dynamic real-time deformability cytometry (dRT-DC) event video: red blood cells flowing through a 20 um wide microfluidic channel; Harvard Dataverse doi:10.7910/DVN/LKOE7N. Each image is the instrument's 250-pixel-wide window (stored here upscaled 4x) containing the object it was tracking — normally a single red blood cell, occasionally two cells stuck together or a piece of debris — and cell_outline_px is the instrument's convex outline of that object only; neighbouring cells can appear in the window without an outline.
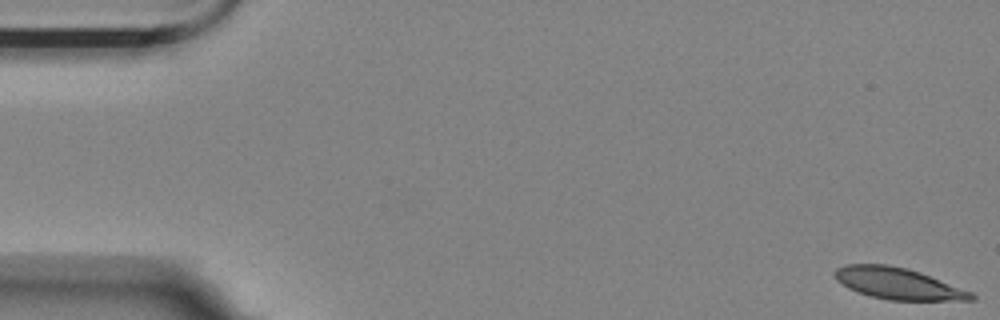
{"species": "Egyptian fruit bat (a non-hibernating species)", "species_latin": "Rousettus aegyptiacus", "temperature_condition": "room temperature", "stored_images_in_passage": 9, "camera_frame_rate_fps": 3000, "um_per_image_px": 0.085, "animal": {"sex": "female"}, "frame": {"image": 1, "passage_image": 1, "time_ms": 0.0, "image_size_px": [1000, 320], "cell_outline_px": [[976, 300], [888, 300], [872, 296], [848, 288], [836, 280], [832, 272], [836, 268], [844, 264], [888, 264], [908, 268], [920, 272], [972, 292], [976, 296]], "centroid_in_image_um": [76.31, 24.08], "position_along_channel_um": 8.7, "area_um2": 25.03}}
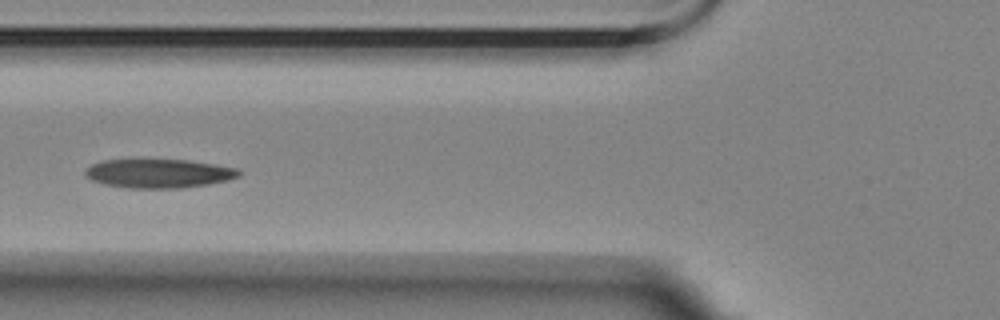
{"frame": {"image": 2, "passage_image": 6, "time_ms": 1.667, "image_size_px": [1000, 320], "cell_outline_px": [[244, 172], [240, 176], [228, 180], [208, 184], [184, 188], [128, 188], [104, 184], [92, 180], [84, 176], [84, 172], [92, 164], [100, 160], [140, 156], [188, 160], [236, 168]], "centroid_in_image_um": [13.43, 14.69], "position_along_channel_um": 112.4, "area_um2": 27.17}}
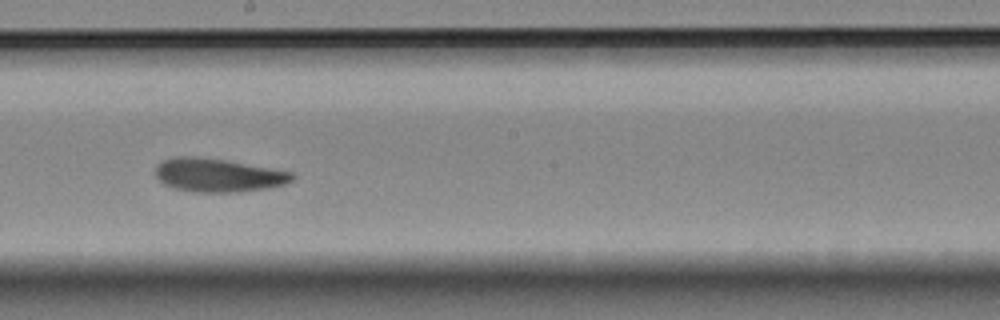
{"frame": {"image": 3, "passage_image": 9, "time_ms": 2.667, "image_size_px": [1000, 320], "cell_outline_px": [[296, 176], [292, 180], [284, 184], [268, 188], [236, 192], [192, 192], [172, 188], [164, 184], [156, 176], [156, 164], [164, 160], [176, 156], [192, 156], [224, 160], [292, 172]], "centroid_in_image_um": [18.5, 14.9], "position_along_channel_um": 229.7, "area_um2": 26.53}}